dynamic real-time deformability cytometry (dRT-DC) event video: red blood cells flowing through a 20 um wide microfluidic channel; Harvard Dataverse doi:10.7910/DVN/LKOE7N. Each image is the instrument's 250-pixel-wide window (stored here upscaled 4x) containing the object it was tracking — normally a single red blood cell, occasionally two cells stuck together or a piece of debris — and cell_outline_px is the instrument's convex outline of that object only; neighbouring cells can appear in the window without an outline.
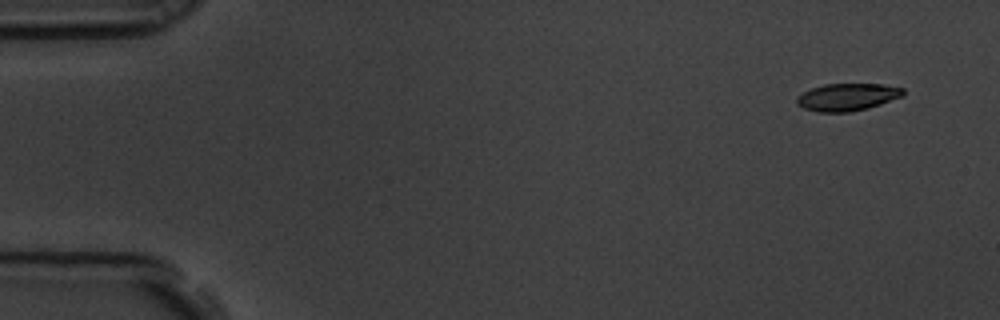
{"species": "common noctule bat (a hibernating species)", "species_latin": "Nyctalus noctula", "temperature_condition": "room temperature", "stored_images_in_passage": 5, "camera_frame_rate_fps": 3000, "um_per_image_px": 0.085, "animal": {"sex": "male", "body_mass_g": 19.5, "forearm_length_mm": 54.6}, "frame": {"image": 1, "passage_image": 1, "time_ms": 0.0, "image_size_px": [1000, 320], "cell_outline_px": [[904, 96], [868, 108], [848, 112], [816, 112], [804, 108], [796, 104], [796, 96], [812, 88], [824, 84], [884, 84], [904, 88]], "centroid_in_image_um": [72.02, 8.25], "position_along_channel_um": 13.0, "area_um2": 17.05}}
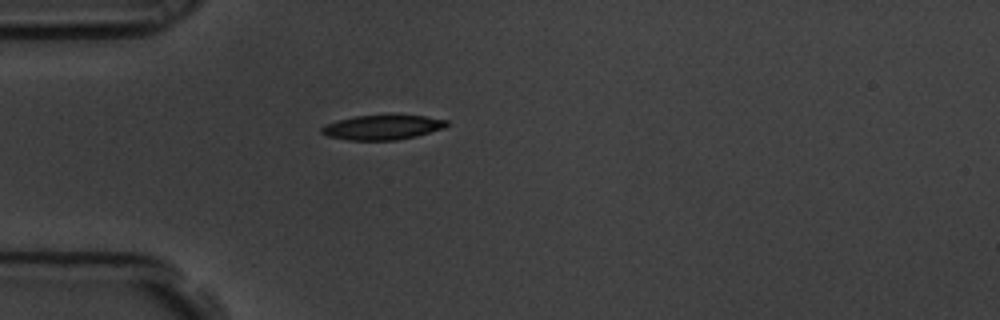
{"frame": {"image": 2, "passage_image": 5, "time_ms": 1.333, "image_size_px": [1000, 320], "cell_outline_px": [[448, 124], [444, 128], [416, 136], [396, 140], [348, 140], [328, 136], [320, 132], [320, 128], [324, 124], [336, 120], [356, 116], [392, 112], [424, 116], [448, 120]], "centroid_in_image_um": [32.5, 10.77], "position_along_channel_um": 52.5, "area_um2": 18.79}}